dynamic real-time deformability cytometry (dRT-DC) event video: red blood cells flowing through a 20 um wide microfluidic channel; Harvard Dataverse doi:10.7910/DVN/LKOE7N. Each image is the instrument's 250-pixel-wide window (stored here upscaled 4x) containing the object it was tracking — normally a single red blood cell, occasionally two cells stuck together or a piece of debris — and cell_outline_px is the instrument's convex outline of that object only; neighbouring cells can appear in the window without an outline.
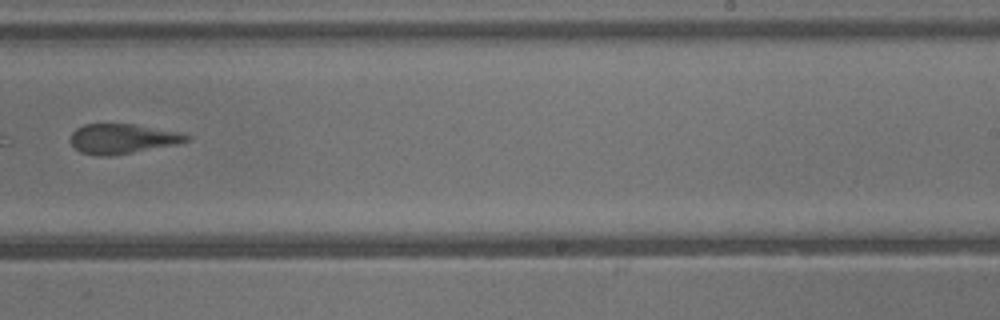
{"species": "common noctule bat (a hibernating species)", "species_latin": "Nyctalus noctula", "temperature_condition": "warm", "stored_images_in_passage": 29, "camera_frame_rate_fps": 3000, "um_per_image_px": 0.085, "animal": {"sex": "male", "body_mass_g": 13.3}, "frame": {"image": 1, "passage_image": 17, "time_ms": 5.333, "image_size_px": [1000, 320], "cell_outline_px": [[192, 140], [176, 144], [132, 152], [108, 156], [100, 156], [80, 152], [72, 144], [72, 132], [76, 128], [84, 124], [132, 124], [180, 132], [192, 136]], "centroid_in_image_um": [10.44, 11.79], "position_along_channel_um": 278.6, "area_um2": 19.94}}